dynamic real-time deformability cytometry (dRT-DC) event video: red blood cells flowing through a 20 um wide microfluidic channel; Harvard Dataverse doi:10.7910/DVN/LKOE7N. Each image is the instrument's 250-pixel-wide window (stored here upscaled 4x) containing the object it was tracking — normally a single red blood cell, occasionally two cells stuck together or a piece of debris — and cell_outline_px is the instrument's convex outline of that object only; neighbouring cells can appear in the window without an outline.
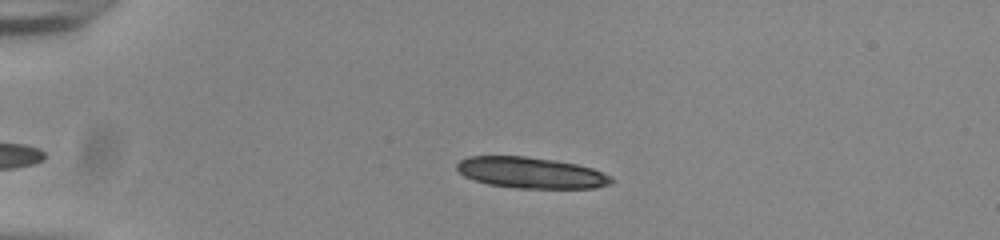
{"species": "common noctule bat (a hibernating species)", "species_latin": "Nyctalus noctula", "temperature_condition": "room temperature", "stored_images_in_passage": 28, "camera_frame_rate_fps": 3000, "um_per_image_px": 0.085, "animal": {"sex": "male", "body_mass_g": 20.0, "forearm_length_mm": 53.3}, "frame": {"image": 1, "passage_image": 6, "time_ms": 1.667, "image_size_px": [1000, 240], "cell_outline_px": [[616, 180], [612, 184], [596, 188], [516, 188], [488, 184], [464, 176], [456, 168], [456, 164], [460, 160], [468, 156], [524, 156], [556, 160], [576, 164], [592, 168], [612, 176]], "centroid_in_image_um": [45.18, 14.68], "position_along_channel_um": 39.8, "area_um2": 28.15}}
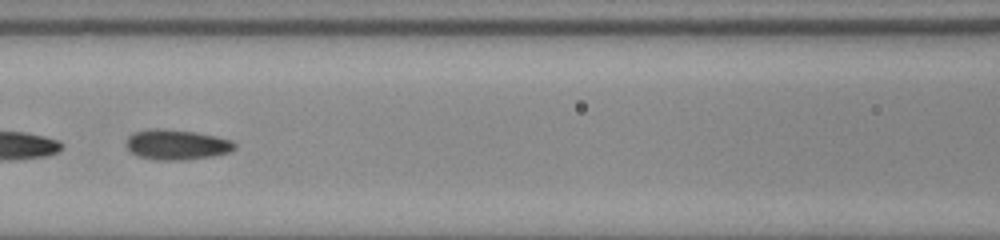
{"frame": {"image": 2, "passage_image": 19, "time_ms": 6.0, "image_size_px": [1000, 240], "cell_outline_px": [[236, 148], [228, 152], [212, 156], [184, 160], [156, 160], [140, 156], [132, 152], [124, 144], [128, 136], [132, 132], [148, 128], [164, 128], [196, 132], [216, 136], [232, 140], [236, 144]], "centroid_in_image_um": [14.99, 12.27], "position_along_channel_um": 151.6, "area_um2": 19.31}}
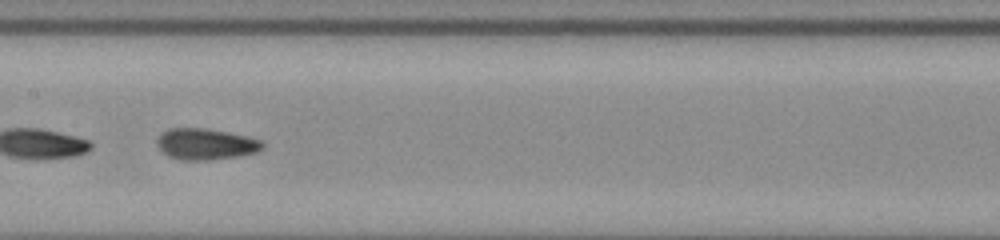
{"frame": {"image": 3, "passage_image": 22, "time_ms": 7.0, "image_size_px": [1000, 240], "cell_outline_px": [[264, 148], [256, 152], [240, 156], [208, 160], [184, 160], [168, 156], [156, 144], [156, 140], [160, 132], [168, 128], [208, 128], [248, 136], [260, 140], [264, 144]], "centroid_in_image_um": [17.48, 12.23], "position_along_channel_um": 189.9, "area_um2": 19.36}}